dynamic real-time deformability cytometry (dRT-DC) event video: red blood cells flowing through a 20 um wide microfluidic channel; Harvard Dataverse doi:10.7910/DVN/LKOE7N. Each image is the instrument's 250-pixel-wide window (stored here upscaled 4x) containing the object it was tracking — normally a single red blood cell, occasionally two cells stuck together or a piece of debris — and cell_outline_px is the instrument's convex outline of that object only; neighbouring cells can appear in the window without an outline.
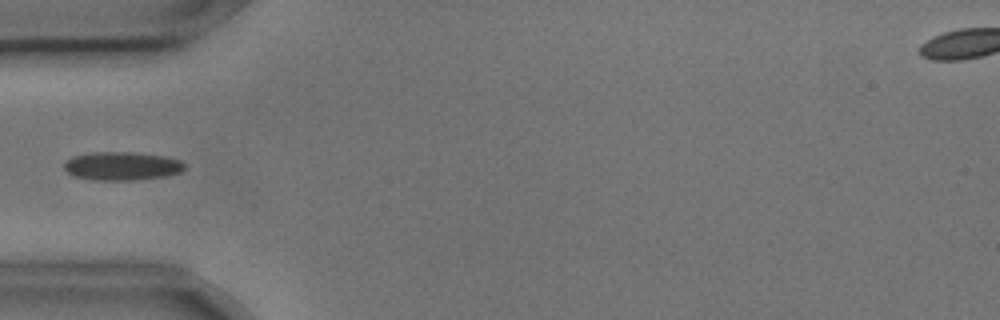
{"species": "common noctule bat (a hibernating species)", "species_latin": "Nyctalus noctula", "temperature_condition": "cold", "stored_images_in_passage": 2, "camera_frame_rate_fps": 3000, "um_per_image_px": 0.085, "animal": {"sex": "male", "body_mass_g": 17.9, "forearm_length_mm": 54.2}, "frame": {"image": 1, "passage_image": 2, "time_ms": 0.333, "image_size_px": [1000, 320], "cell_outline_px": [[184, 168], [180, 172], [168, 176], [128, 180], [92, 180], [72, 176], [64, 168], [64, 164], [72, 156], [92, 152], [132, 152], [164, 156], [180, 160], [184, 164]], "centroid_in_image_um": [10.34, 14.11], "position_along_channel_um": 74.7, "area_um2": 19.94}}